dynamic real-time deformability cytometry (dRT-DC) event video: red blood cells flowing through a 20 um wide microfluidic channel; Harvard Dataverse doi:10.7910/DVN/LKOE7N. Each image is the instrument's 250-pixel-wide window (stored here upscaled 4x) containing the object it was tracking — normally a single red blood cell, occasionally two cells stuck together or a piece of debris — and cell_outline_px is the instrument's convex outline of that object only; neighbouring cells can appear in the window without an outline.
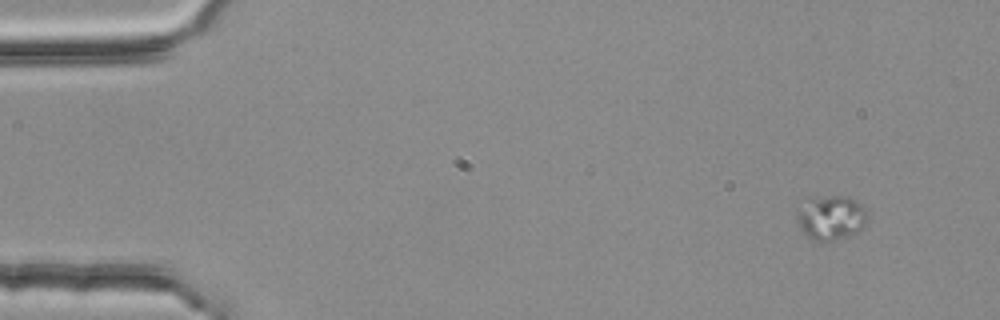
{"species": "common noctule bat (a hibernating species)", "species_latin": "Nyctalus noctula", "temperature_condition": "room temperature", "stored_images_in_passage": 2, "camera_frame_rate_fps": 3000, "um_per_image_px": 0.085, "animal": {"sex": "female", "body_mass_g": 25.1}, "frame": {"image": 1, "passage_image": 2, "time_ms": 0.333, "image_size_px": [1000, 320], "cell_outline_px": [[868, 220], [856, 232], [848, 236], [832, 240], [816, 240], [808, 236], [800, 228], [800, 212], [812, 200], [828, 196], [848, 196], [860, 204], [868, 212]], "centroid_in_image_um": [70.76, 18.52], "position_along_channel_um": 14.2, "area_um2": 17.11}}